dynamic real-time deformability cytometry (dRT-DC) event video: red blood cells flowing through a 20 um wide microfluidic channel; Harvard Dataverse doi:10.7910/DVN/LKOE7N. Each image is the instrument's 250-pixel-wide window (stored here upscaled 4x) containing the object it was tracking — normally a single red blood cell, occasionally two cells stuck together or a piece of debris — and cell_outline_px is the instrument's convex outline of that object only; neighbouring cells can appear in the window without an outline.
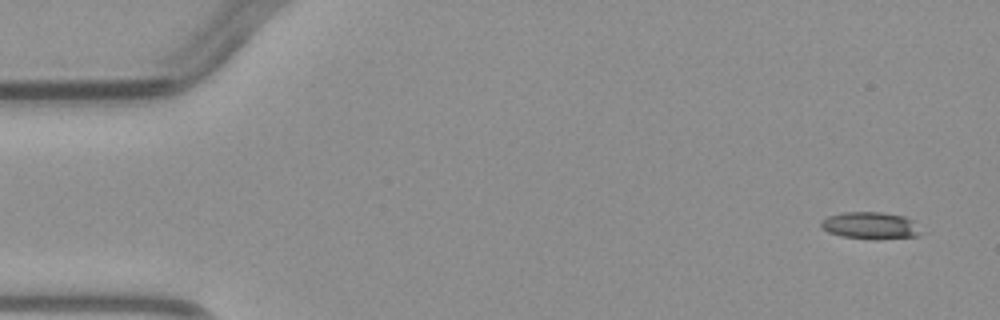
{"species": "common noctule bat (a hibernating species)", "species_latin": "Nyctalus noctula", "temperature_condition": "warm", "stored_images_in_passage": 4, "camera_frame_rate_fps": 3000, "um_per_image_px": 0.085, "animal": {"sex": "male", "body_mass_g": 23.1, "forearm_length_mm": 52.7}, "frame": {"image": 1, "passage_image": 1, "time_ms": 0.0, "image_size_px": [1000, 320], "cell_outline_px": [[916, 236], [844, 236], [828, 232], [820, 224], [820, 220], [828, 216], [844, 212], [880, 212], [904, 216], [912, 220], [916, 232]], "centroid_in_image_um": [73.84, 19.09], "position_along_channel_um": 11.2, "area_um2": 14.28}}
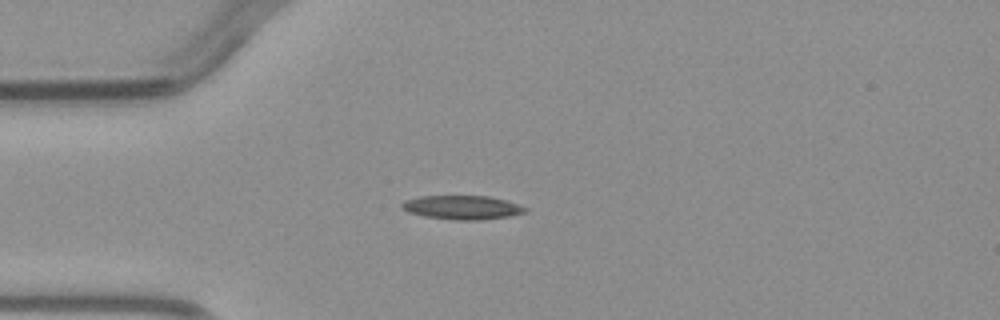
{"frame": {"image": 2, "passage_image": 4, "time_ms": 3.333, "image_size_px": [1000, 320], "cell_outline_px": [[528, 212], [508, 216], [480, 220], [452, 220], [424, 216], [408, 212], [400, 204], [404, 200], [420, 196], [488, 196], [504, 200], [528, 208]], "centroid_in_image_um": [39.28, 17.63], "position_along_channel_um": 45.7, "area_um2": 17.11}}